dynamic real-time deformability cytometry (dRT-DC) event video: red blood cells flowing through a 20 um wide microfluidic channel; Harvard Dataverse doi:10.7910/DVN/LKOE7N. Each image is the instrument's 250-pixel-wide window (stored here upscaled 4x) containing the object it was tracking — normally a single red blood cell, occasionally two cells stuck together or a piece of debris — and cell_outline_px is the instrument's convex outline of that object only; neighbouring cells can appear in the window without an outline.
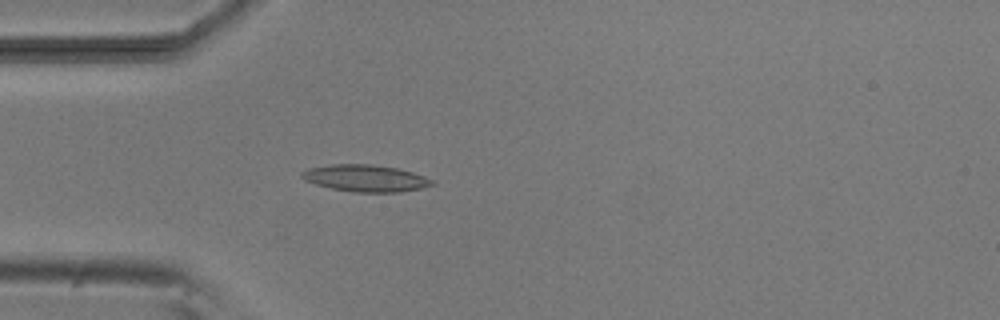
{"species": "common noctule bat (a hibernating species)", "species_latin": "Nyctalus noctula", "temperature_condition": "room temperature", "stored_images_in_passage": 5, "camera_frame_rate_fps": 3000, "um_per_image_px": 0.085, "animal": {"sex": "male", "body_mass_g": 20.5, "forearm_length_mm": 52.5}, "frame": {"image": 1, "passage_image": 5, "time_ms": 4.667, "image_size_px": [1000, 320], "cell_outline_px": [[436, 184], [420, 188], [400, 192], [352, 192], [332, 188], [316, 184], [304, 180], [300, 176], [300, 172], [308, 168], [332, 164], [372, 164], [396, 168], [412, 172], [436, 180]], "centroid_in_image_um": [31.07, 15.14], "position_along_channel_um": 53.9, "area_um2": 20.46}}